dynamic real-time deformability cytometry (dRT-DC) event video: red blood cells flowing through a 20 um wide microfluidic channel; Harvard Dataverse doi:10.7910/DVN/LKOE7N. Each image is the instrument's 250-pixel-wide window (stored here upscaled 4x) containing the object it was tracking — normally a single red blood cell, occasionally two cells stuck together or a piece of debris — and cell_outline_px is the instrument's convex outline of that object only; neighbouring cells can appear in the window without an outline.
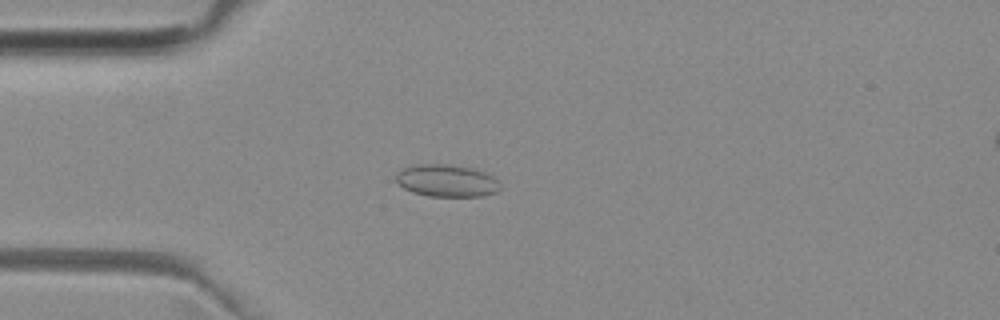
{"species": "common noctule bat (a hibernating species)", "species_latin": "Nyctalus noctula", "temperature_condition": "room temperature", "stored_images_in_passage": 49, "camera_frame_rate_fps": 3000, "um_per_image_px": 0.085, "animal": {"sex": "female", "body_mass_g": 29.2, "forearm_length_mm": 56.3}, "frame": {"image": 1, "passage_image": 11, "time_ms": 3.333, "image_size_px": [1000, 320], "cell_outline_px": [[500, 188], [496, 192], [484, 196], [428, 196], [412, 192], [396, 184], [396, 172], [404, 168], [416, 164], [448, 164], [472, 168], [484, 172], [492, 176], [496, 180]], "centroid_in_image_um": [37.92, 15.36], "position_along_channel_um": 47.1, "area_um2": 19.59}}
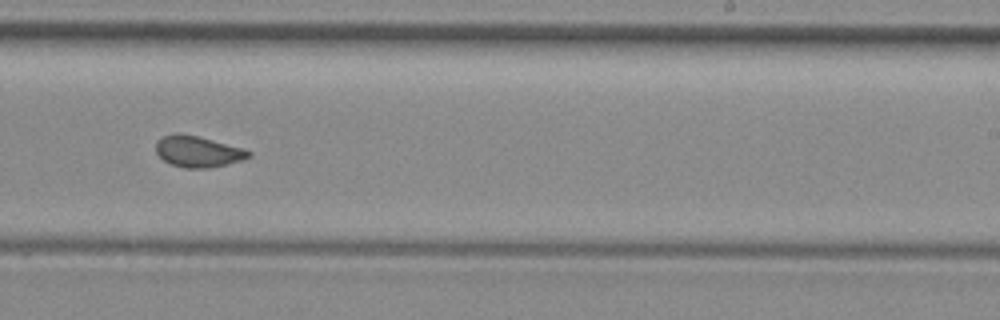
{"frame": {"image": 2, "passage_image": 29, "time_ms": 9.333, "image_size_px": [1000, 320], "cell_outline_px": [[252, 156], [244, 160], [208, 168], [184, 168], [172, 164], [164, 160], [156, 152], [156, 140], [172, 132], [180, 132], [244, 148], [252, 152]], "centroid_in_image_um": [16.83, 12.87], "position_along_channel_um": 272.2, "area_um2": 16.94}}
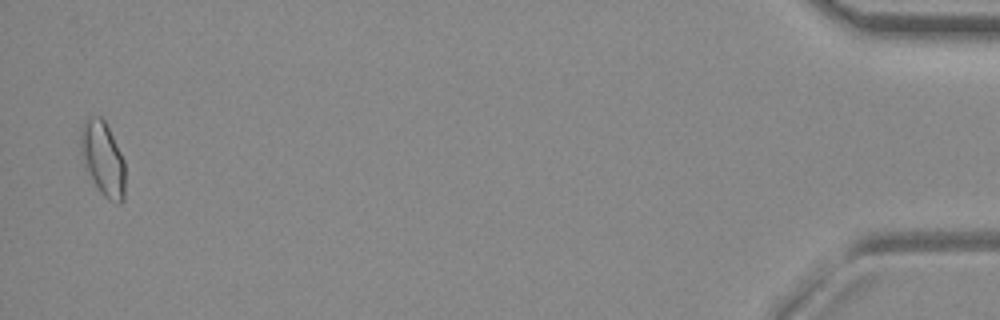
{"frame": {"image": 3, "passage_image": 48, "time_ms": 15.667, "image_size_px": [1000, 320], "cell_outline_px": [[124, 200], [120, 204], [116, 204], [108, 200], [100, 192], [84, 164], [80, 152], [80, 136], [84, 120], [92, 116], [100, 116], [104, 120], [124, 160]], "centroid_in_image_um": [8.74, 13.5], "position_along_channel_um": 426.5, "area_um2": 19.02}, "authors_computed_cell_mechanics": {"area_um2": 17.2244, "velocity_mm_per_s": 3.9812, "shape_relaxation_time_tau1_ms": null, "shape_relaxation_time_tau2_ms": 1.1905, "deformation_change_tau1": null, "deformation_change_tau2": 0.0717}}